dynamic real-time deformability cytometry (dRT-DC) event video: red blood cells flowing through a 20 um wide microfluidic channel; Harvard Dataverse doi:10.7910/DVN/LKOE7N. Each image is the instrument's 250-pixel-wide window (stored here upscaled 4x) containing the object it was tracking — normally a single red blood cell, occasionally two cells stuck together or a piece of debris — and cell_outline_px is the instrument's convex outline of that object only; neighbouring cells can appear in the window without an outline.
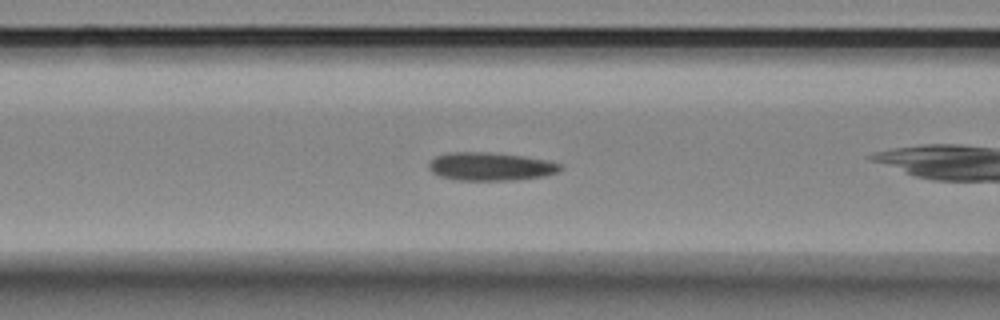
{"species": "Egyptian fruit bat (a non-hibernating species)", "species_latin": "Rousettus aegyptiacus", "temperature_condition": "room temperature", "stored_images_in_passage": 42, "camera_frame_rate_fps": 3000, "um_per_image_px": 0.085, "animal": {"sex": "female"}, "frame": {"image": 1, "passage_image": 11, "time_ms": 3.333, "image_size_px": [1000, 320], "cell_outline_px": [[564, 168], [560, 172], [544, 176], [512, 180], [456, 180], [440, 176], [432, 172], [428, 168], [428, 164], [436, 156], [448, 152], [488, 152], [524, 156], [548, 160], [560, 164]], "centroid_in_image_um": [41.72, 14.15], "position_along_channel_um": 124.9, "area_um2": 21.73}}
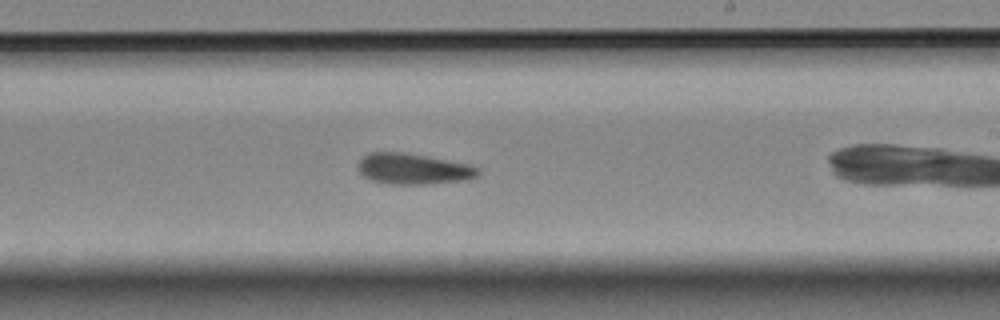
{"frame": {"image": 2, "passage_image": 22, "time_ms": 7.0, "image_size_px": [1000, 320], "cell_outline_px": [[480, 172], [476, 176], [468, 180], [424, 184], [388, 184], [372, 180], [364, 176], [360, 172], [360, 160], [368, 152], [404, 152], [428, 156], [472, 164], [480, 168]], "centroid_in_image_um": [35.19, 14.35], "position_along_channel_um": 253.8, "area_um2": 21.68}}
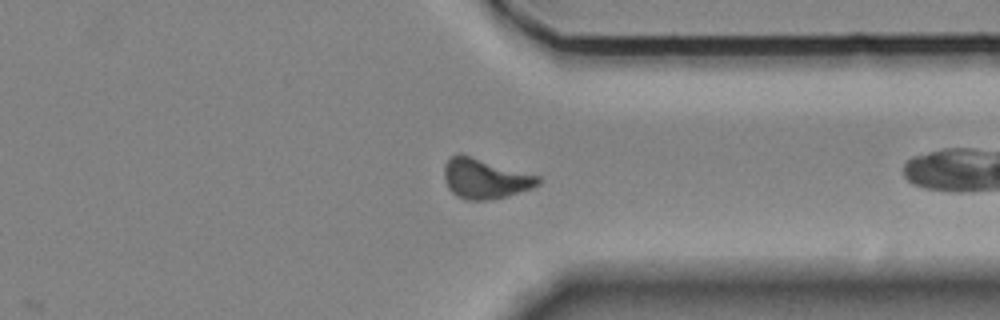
{"frame": {"image": 3, "passage_image": 32, "time_ms": 10.333, "image_size_px": [1000, 320], "cell_outline_px": [[540, 184], [532, 188], [508, 196], [484, 200], [464, 200], [456, 196], [448, 188], [444, 180], [444, 164], [452, 156], [468, 156], [540, 176]], "centroid_in_image_um": [41.23, 15.22], "position_along_channel_um": 370.2, "area_um2": 21.5}, "authors_computed_cell_mechanics": {"area_um2": 21.2993, "velocity_mm_per_s": 3.5287, "shape_relaxation_time_tau1_ms": 10.4114, "shape_relaxation_time_tau2_ms": 8.1931, "deformation_change_tau1": 0.1906, "deformation_change_tau2": 0.1713}}